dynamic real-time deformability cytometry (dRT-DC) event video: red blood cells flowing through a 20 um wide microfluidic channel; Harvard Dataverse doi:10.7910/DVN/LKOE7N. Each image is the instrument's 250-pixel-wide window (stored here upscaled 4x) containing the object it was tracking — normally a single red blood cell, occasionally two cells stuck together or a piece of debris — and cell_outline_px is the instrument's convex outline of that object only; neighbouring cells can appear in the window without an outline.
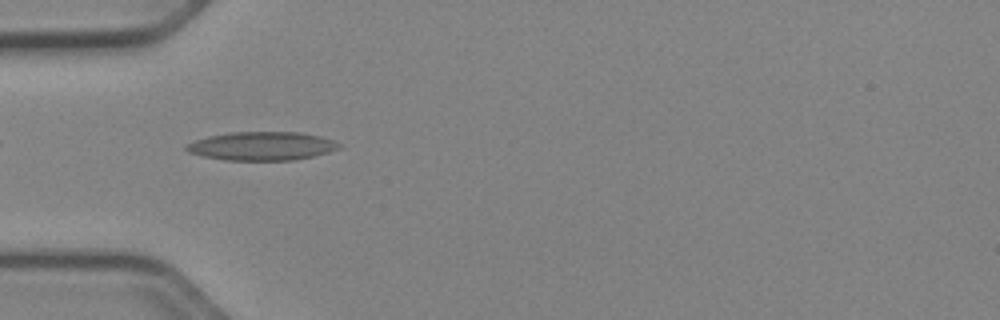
{"species": "Egyptian fruit bat (a non-hibernating species)", "species_latin": "Rousettus aegyptiacus", "temperature_condition": "cold", "stored_images_in_passage": 38, "camera_frame_rate_fps": 3000, "um_per_image_px": 0.085, "animal": {"sex": "female"}, "frame": {"image": 1, "passage_image": 3, "time_ms": 0.667, "image_size_px": [1000, 320], "cell_outline_px": [[340, 148], [328, 152], [312, 156], [292, 160], [224, 160], [204, 156], [188, 152], [184, 148], [188, 144], [196, 140], [208, 136], [232, 132], [300, 132], [320, 136], [332, 140], [340, 144]], "centroid_in_image_um": [22.25, 12.41], "position_along_channel_um": 62.7, "area_um2": 25.2}}
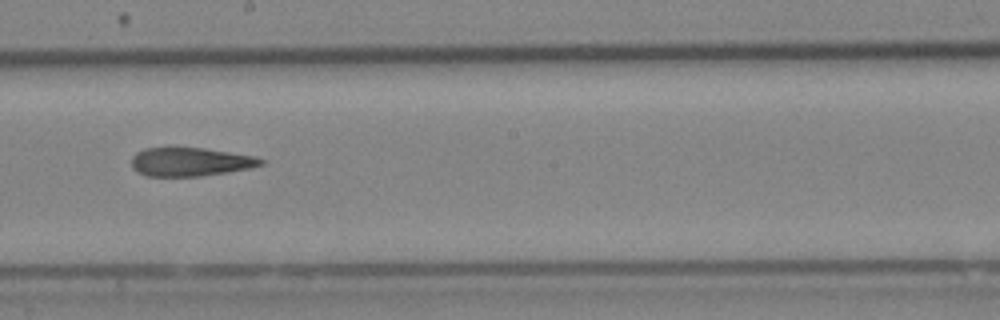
{"frame": {"image": 2, "passage_image": 16, "time_ms": 5.0, "image_size_px": [1000, 320], "cell_outline_px": [[264, 164], [248, 168], [228, 172], [200, 176], [148, 176], [132, 168], [132, 156], [136, 152], [144, 148], [204, 148], [256, 156], [264, 160]], "centroid_in_image_um": [16.18, 13.75], "position_along_channel_um": 232.0, "area_um2": 21.44}}
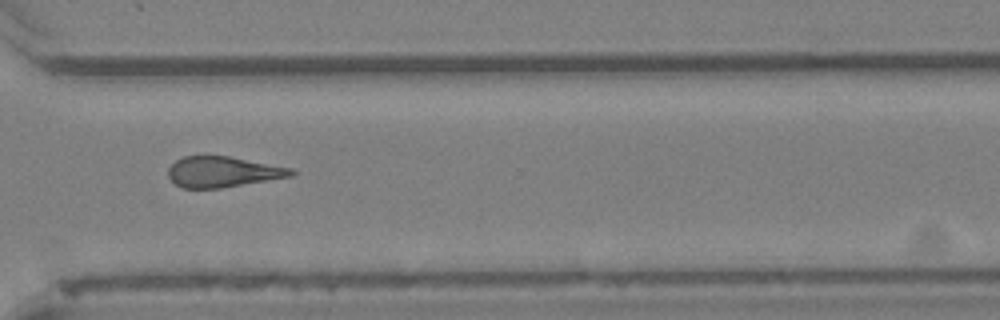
{"frame": {"image": 3, "passage_image": 25, "time_ms": 8.0, "image_size_px": [1000, 320], "cell_outline_px": [[296, 172], [292, 176], [220, 188], [180, 188], [168, 176], [168, 168], [176, 160], [184, 156], [228, 156], [292, 168]], "centroid_in_image_um": [18.92, 14.61], "position_along_channel_um": 351.7, "area_um2": 21.79}, "authors_computed_cell_mechanics": {"area_um2": 22.7154, "velocity_mm_per_s": 3.9685, "shape_relaxation_time_tau1_ms": null, "shape_relaxation_time_tau2_ms": 8.3269, "deformation_change_tau1": null, "deformation_change_tau2": 0.24}}